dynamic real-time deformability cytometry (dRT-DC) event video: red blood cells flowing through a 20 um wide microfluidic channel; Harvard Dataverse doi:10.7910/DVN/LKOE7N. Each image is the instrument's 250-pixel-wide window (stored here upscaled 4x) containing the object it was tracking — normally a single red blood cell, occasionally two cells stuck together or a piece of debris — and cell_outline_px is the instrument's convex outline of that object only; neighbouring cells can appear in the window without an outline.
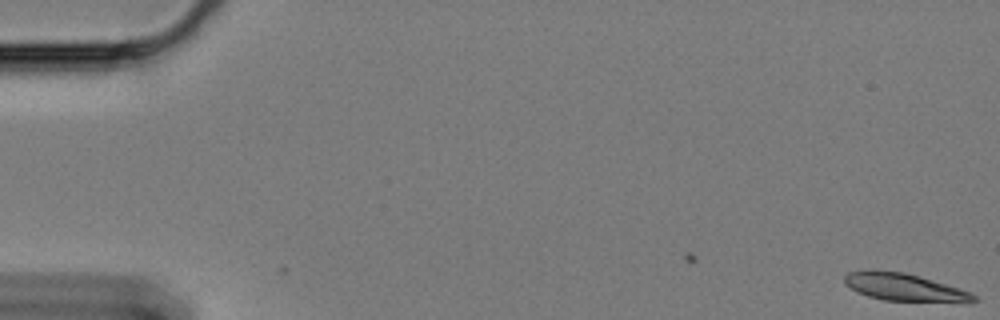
{"species": "Egyptian fruit bat (a non-hibernating species)", "species_latin": "Rousettus aegyptiacus", "temperature_condition": "cold", "stored_images_in_passage": 52, "camera_frame_rate_fps": 3000, "um_per_image_px": 0.085, "animal": {"sex": "female"}, "frame": {"image": 1, "passage_image": 1, "time_ms": 0.0, "image_size_px": [1000, 320], "cell_outline_px": [[976, 300], [972, 304], [964, 304], [884, 300], [868, 296], [856, 292], [844, 284], [844, 276], [848, 272], [872, 268], [904, 272], [920, 276], [960, 288], [976, 296]], "centroid_in_image_um": [76.9, 24.43], "position_along_channel_um": 8.1, "area_um2": 21.68}}
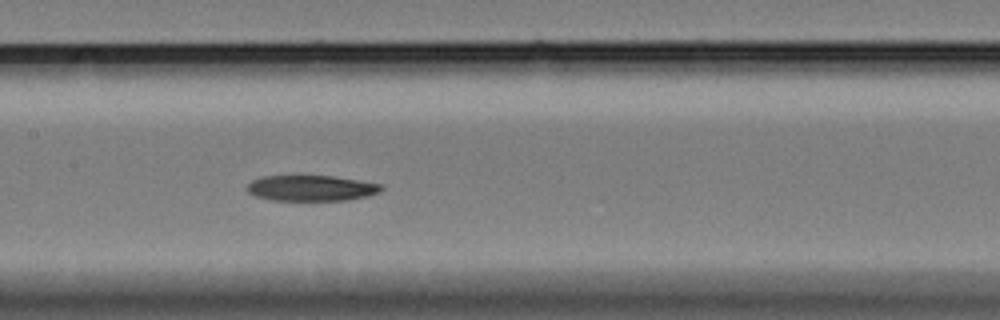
{"frame": {"image": 2, "passage_image": 30, "time_ms": 9.667, "image_size_px": [1000, 320], "cell_outline_px": [[384, 188], [380, 192], [368, 196], [348, 200], [272, 200], [256, 196], [248, 192], [248, 184], [252, 180], [260, 176], [336, 176], [384, 184]], "centroid_in_image_um": [26.52, 15.98], "position_along_channel_um": 180.9, "area_um2": 20.23}}
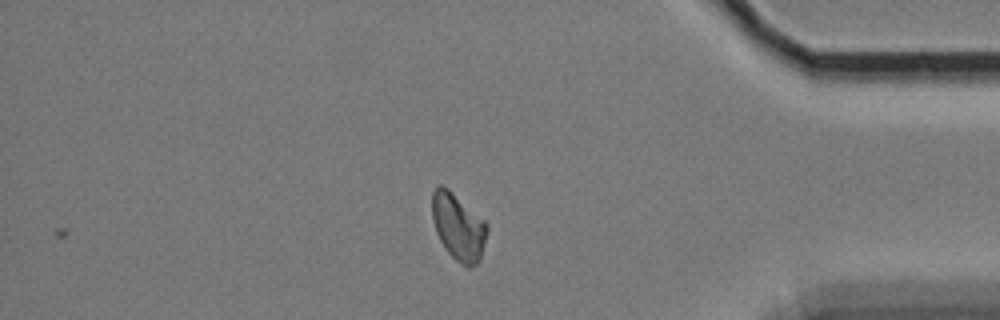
{"frame": {"image": 3, "passage_image": 52, "time_ms": 17.0, "image_size_px": [1000, 320], "cell_outline_px": [[488, 228], [480, 260], [472, 268], [468, 268], [460, 264], [448, 252], [440, 240], [436, 232], [432, 220], [432, 192], [440, 184], [448, 188], [484, 220], [488, 224]], "centroid_in_image_um": [38.95, 19.3], "position_along_channel_um": 396.2, "area_um2": 21.33}, "authors_computed_cell_mechanics": {"area_um2": 21.7906, "velocity_mm_per_s": 3.2997, "shape_relaxation_time_tau1_ms": 7.5619, "shape_relaxation_time_tau2_ms": null, "deformation_change_tau1": 0.155, "deformation_change_tau2": null}}